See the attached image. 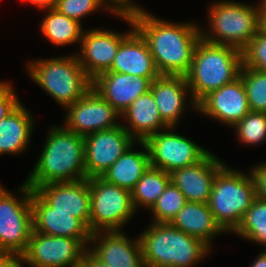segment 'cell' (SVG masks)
<instances>
[{
  "label": "cell",
  "mask_w": 266,
  "mask_h": 267,
  "mask_svg": "<svg viewBox=\"0 0 266 267\" xmlns=\"http://www.w3.org/2000/svg\"><path fill=\"white\" fill-rule=\"evenodd\" d=\"M258 31L266 35V3L263 0L259 1Z\"/></svg>",
  "instance_id": "obj_40"
},
{
  "label": "cell",
  "mask_w": 266,
  "mask_h": 267,
  "mask_svg": "<svg viewBox=\"0 0 266 267\" xmlns=\"http://www.w3.org/2000/svg\"><path fill=\"white\" fill-rule=\"evenodd\" d=\"M87 248L77 239L49 236L32 230L26 251V267H81Z\"/></svg>",
  "instance_id": "obj_12"
},
{
  "label": "cell",
  "mask_w": 266,
  "mask_h": 267,
  "mask_svg": "<svg viewBox=\"0 0 266 267\" xmlns=\"http://www.w3.org/2000/svg\"><path fill=\"white\" fill-rule=\"evenodd\" d=\"M81 267H110L99 260L88 248L85 250L82 258Z\"/></svg>",
  "instance_id": "obj_39"
},
{
  "label": "cell",
  "mask_w": 266,
  "mask_h": 267,
  "mask_svg": "<svg viewBox=\"0 0 266 267\" xmlns=\"http://www.w3.org/2000/svg\"><path fill=\"white\" fill-rule=\"evenodd\" d=\"M0 184V254L22 255L33 230L32 188L24 181L14 195Z\"/></svg>",
  "instance_id": "obj_8"
},
{
  "label": "cell",
  "mask_w": 266,
  "mask_h": 267,
  "mask_svg": "<svg viewBox=\"0 0 266 267\" xmlns=\"http://www.w3.org/2000/svg\"><path fill=\"white\" fill-rule=\"evenodd\" d=\"M45 13L40 21V32L50 44L56 47L70 46L75 43L80 46L84 28L82 23L59 13L56 9L42 10Z\"/></svg>",
  "instance_id": "obj_27"
},
{
  "label": "cell",
  "mask_w": 266,
  "mask_h": 267,
  "mask_svg": "<svg viewBox=\"0 0 266 267\" xmlns=\"http://www.w3.org/2000/svg\"><path fill=\"white\" fill-rule=\"evenodd\" d=\"M21 102L0 121V155H20L28 150L35 118Z\"/></svg>",
  "instance_id": "obj_25"
},
{
  "label": "cell",
  "mask_w": 266,
  "mask_h": 267,
  "mask_svg": "<svg viewBox=\"0 0 266 267\" xmlns=\"http://www.w3.org/2000/svg\"><path fill=\"white\" fill-rule=\"evenodd\" d=\"M28 77L58 105L65 109L82 98L91 88L92 80L84 72L77 54L28 60Z\"/></svg>",
  "instance_id": "obj_5"
},
{
  "label": "cell",
  "mask_w": 266,
  "mask_h": 267,
  "mask_svg": "<svg viewBox=\"0 0 266 267\" xmlns=\"http://www.w3.org/2000/svg\"><path fill=\"white\" fill-rule=\"evenodd\" d=\"M12 84L7 81H0V121L21 103V99Z\"/></svg>",
  "instance_id": "obj_35"
},
{
  "label": "cell",
  "mask_w": 266,
  "mask_h": 267,
  "mask_svg": "<svg viewBox=\"0 0 266 267\" xmlns=\"http://www.w3.org/2000/svg\"><path fill=\"white\" fill-rule=\"evenodd\" d=\"M241 52L243 65L266 72V35L258 31Z\"/></svg>",
  "instance_id": "obj_34"
},
{
  "label": "cell",
  "mask_w": 266,
  "mask_h": 267,
  "mask_svg": "<svg viewBox=\"0 0 266 267\" xmlns=\"http://www.w3.org/2000/svg\"><path fill=\"white\" fill-rule=\"evenodd\" d=\"M197 114L232 128L251 110L241 77L210 92L197 104Z\"/></svg>",
  "instance_id": "obj_15"
},
{
  "label": "cell",
  "mask_w": 266,
  "mask_h": 267,
  "mask_svg": "<svg viewBox=\"0 0 266 267\" xmlns=\"http://www.w3.org/2000/svg\"><path fill=\"white\" fill-rule=\"evenodd\" d=\"M233 235L266 249V200L255 198Z\"/></svg>",
  "instance_id": "obj_29"
},
{
  "label": "cell",
  "mask_w": 266,
  "mask_h": 267,
  "mask_svg": "<svg viewBox=\"0 0 266 267\" xmlns=\"http://www.w3.org/2000/svg\"><path fill=\"white\" fill-rule=\"evenodd\" d=\"M240 77L247 93L250 110L266 113V72L242 65Z\"/></svg>",
  "instance_id": "obj_32"
},
{
  "label": "cell",
  "mask_w": 266,
  "mask_h": 267,
  "mask_svg": "<svg viewBox=\"0 0 266 267\" xmlns=\"http://www.w3.org/2000/svg\"><path fill=\"white\" fill-rule=\"evenodd\" d=\"M170 182V173L150 166L131 191L136 212L140 207L150 210Z\"/></svg>",
  "instance_id": "obj_28"
},
{
  "label": "cell",
  "mask_w": 266,
  "mask_h": 267,
  "mask_svg": "<svg viewBox=\"0 0 266 267\" xmlns=\"http://www.w3.org/2000/svg\"><path fill=\"white\" fill-rule=\"evenodd\" d=\"M135 145H140L143 150H135L137 147ZM150 166L147 145L144 141H136L101 177L107 182L131 192L137 181Z\"/></svg>",
  "instance_id": "obj_26"
},
{
  "label": "cell",
  "mask_w": 266,
  "mask_h": 267,
  "mask_svg": "<svg viewBox=\"0 0 266 267\" xmlns=\"http://www.w3.org/2000/svg\"><path fill=\"white\" fill-rule=\"evenodd\" d=\"M91 193L89 231H123L137 213L131 192L102 177L88 179Z\"/></svg>",
  "instance_id": "obj_9"
},
{
  "label": "cell",
  "mask_w": 266,
  "mask_h": 267,
  "mask_svg": "<svg viewBox=\"0 0 266 267\" xmlns=\"http://www.w3.org/2000/svg\"><path fill=\"white\" fill-rule=\"evenodd\" d=\"M187 202L183 193L170 182L149 210L153 223H170Z\"/></svg>",
  "instance_id": "obj_30"
},
{
  "label": "cell",
  "mask_w": 266,
  "mask_h": 267,
  "mask_svg": "<svg viewBox=\"0 0 266 267\" xmlns=\"http://www.w3.org/2000/svg\"><path fill=\"white\" fill-rule=\"evenodd\" d=\"M262 250L249 265L250 267H266V249Z\"/></svg>",
  "instance_id": "obj_42"
},
{
  "label": "cell",
  "mask_w": 266,
  "mask_h": 267,
  "mask_svg": "<svg viewBox=\"0 0 266 267\" xmlns=\"http://www.w3.org/2000/svg\"><path fill=\"white\" fill-rule=\"evenodd\" d=\"M122 121L126 123H122ZM121 125L136 141H145L149 136L168 128L162 121L150 90L135 99L122 112Z\"/></svg>",
  "instance_id": "obj_23"
},
{
  "label": "cell",
  "mask_w": 266,
  "mask_h": 267,
  "mask_svg": "<svg viewBox=\"0 0 266 267\" xmlns=\"http://www.w3.org/2000/svg\"><path fill=\"white\" fill-rule=\"evenodd\" d=\"M64 110H66V117L62 125L81 136L111 129L121 124L120 113L93 88Z\"/></svg>",
  "instance_id": "obj_13"
},
{
  "label": "cell",
  "mask_w": 266,
  "mask_h": 267,
  "mask_svg": "<svg viewBox=\"0 0 266 267\" xmlns=\"http://www.w3.org/2000/svg\"><path fill=\"white\" fill-rule=\"evenodd\" d=\"M117 13H131L140 8L134 0H106ZM135 2V3H133Z\"/></svg>",
  "instance_id": "obj_37"
},
{
  "label": "cell",
  "mask_w": 266,
  "mask_h": 267,
  "mask_svg": "<svg viewBox=\"0 0 266 267\" xmlns=\"http://www.w3.org/2000/svg\"><path fill=\"white\" fill-rule=\"evenodd\" d=\"M255 198L250 171L245 173L226 163L215 176L207 204L221 228L233 234Z\"/></svg>",
  "instance_id": "obj_6"
},
{
  "label": "cell",
  "mask_w": 266,
  "mask_h": 267,
  "mask_svg": "<svg viewBox=\"0 0 266 267\" xmlns=\"http://www.w3.org/2000/svg\"><path fill=\"white\" fill-rule=\"evenodd\" d=\"M207 14L208 30L200 26V32L201 38L210 43L242 51L258 32L259 1L249 5L243 1L218 0L209 5Z\"/></svg>",
  "instance_id": "obj_7"
},
{
  "label": "cell",
  "mask_w": 266,
  "mask_h": 267,
  "mask_svg": "<svg viewBox=\"0 0 266 267\" xmlns=\"http://www.w3.org/2000/svg\"><path fill=\"white\" fill-rule=\"evenodd\" d=\"M54 9L79 23L99 10L109 12V15L118 14L106 0H55Z\"/></svg>",
  "instance_id": "obj_33"
},
{
  "label": "cell",
  "mask_w": 266,
  "mask_h": 267,
  "mask_svg": "<svg viewBox=\"0 0 266 267\" xmlns=\"http://www.w3.org/2000/svg\"><path fill=\"white\" fill-rule=\"evenodd\" d=\"M170 224L213 248V240L227 234L217 223L207 203L187 201Z\"/></svg>",
  "instance_id": "obj_24"
},
{
  "label": "cell",
  "mask_w": 266,
  "mask_h": 267,
  "mask_svg": "<svg viewBox=\"0 0 266 267\" xmlns=\"http://www.w3.org/2000/svg\"><path fill=\"white\" fill-rule=\"evenodd\" d=\"M86 177H101L136 140L120 124L84 136Z\"/></svg>",
  "instance_id": "obj_14"
},
{
  "label": "cell",
  "mask_w": 266,
  "mask_h": 267,
  "mask_svg": "<svg viewBox=\"0 0 266 267\" xmlns=\"http://www.w3.org/2000/svg\"><path fill=\"white\" fill-rule=\"evenodd\" d=\"M139 234L145 267H195L213 250L170 223L150 222Z\"/></svg>",
  "instance_id": "obj_3"
},
{
  "label": "cell",
  "mask_w": 266,
  "mask_h": 267,
  "mask_svg": "<svg viewBox=\"0 0 266 267\" xmlns=\"http://www.w3.org/2000/svg\"><path fill=\"white\" fill-rule=\"evenodd\" d=\"M107 72L145 78H158L161 75L145 39L136 29L121 42L111 68Z\"/></svg>",
  "instance_id": "obj_22"
},
{
  "label": "cell",
  "mask_w": 266,
  "mask_h": 267,
  "mask_svg": "<svg viewBox=\"0 0 266 267\" xmlns=\"http://www.w3.org/2000/svg\"><path fill=\"white\" fill-rule=\"evenodd\" d=\"M154 79L104 72L92 80V88L121 115L135 99L150 90Z\"/></svg>",
  "instance_id": "obj_21"
},
{
  "label": "cell",
  "mask_w": 266,
  "mask_h": 267,
  "mask_svg": "<svg viewBox=\"0 0 266 267\" xmlns=\"http://www.w3.org/2000/svg\"><path fill=\"white\" fill-rule=\"evenodd\" d=\"M33 231L49 236L77 238L86 248L90 243L88 227L72 213L52 212V208L32 190Z\"/></svg>",
  "instance_id": "obj_19"
},
{
  "label": "cell",
  "mask_w": 266,
  "mask_h": 267,
  "mask_svg": "<svg viewBox=\"0 0 266 267\" xmlns=\"http://www.w3.org/2000/svg\"><path fill=\"white\" fill-rule=\"evenodd\" d=\"M242 65L240 50L200 38L185 75L194 101L198 104L210 92L235 81L240 77Z\"/></svg>",
  "instance_id": "obj_4"
},
{
  "label": "cell",
  "mask_w": 266,
  "mask_h": 267,
  "mask_svg": "<svg viewBox=\"0 0 266 267\" xmlns=\"http://www.w3.org/2000/svg\"><path fill=\"white\" fill-rule=\"evenodd\" d=\"M150 91L162 121L168 127H178L179 119L185 115L186 109L197 112L198 106L192 98L185 76L160 75L152 81Z\"/></svg>",
  "instance_id": "obj_16"
},
{
  "label": "cell",
  "mask_w": 266,
  "mask_h": 267,
  "mask_svg": "<svg viewBox=\"0 0 266 267\" xmlns=\"http://www.w3.org/2000/svg\"><path fill=\"white\" fill-rule=\"evenodd\" d=\"M116 16L131 28L121 33L100 27L84 29L80 49L75 51L80 65L91 80L111 68L121 42L135 29L130 13H118Z\"/></svg>",
  "instance_id": "obj_10"
},
{
  "label": "cell",
  "mask_w": 266,
  "mask_h": 267,
  "mask_svg": "<svg viewBox=\"0 0 266 267\" xmlns=\"http://www.w3.org/2000/svg\"><path fill=\"white\" fill-rule=\"evenodd\" d=\"M135 29L145 39L161 75L185 76L191 67L200 25L159 18L142 6L130 13Z\"/></svg>",
  "instance_id": "obj_1"
},
{
  "label": "cell",
  "mask_w": 266,
  "mask_h": 267,
  "mask_svg": "<svg viewBox=\"0 0 266 267\" xmlns=\"http://www.w3.org/2000/svg\"><path fill=\"white\" fill-rule=\"evenodd\" d=\"M21 255L0 254V267H24Z\"/></svg>",
  "instance_id": "obj_38"
},
{
  "label": "cell",
  "mask_w": 266,
  "mask_h": 267,
  "mask_svg": "<svg viewBox=\"0 0 266 267\" xmlns=\"http://www.w3.org/2000/svg\"><path fill=\"white\" fill-rule=\"evenodd\" d=\"M233 128L239 143L252 147L263 144L266 141V113L250 111Z\"/></svg>",
  "instance_id": "obj_31"
},
{
  "label": "cell",
  "mask_w": 266,
  "mask_h": 267,
  "mask_svg": "<svg viewBox=\"0 0 266 267\" xmlns=\"http://www.w3.org/2000/svg\"><path fill=\"white\" fill-rule=\"evenodd\" d=\"M34 191L52 208V212L72 213L89 229L91 193L88 178L44 184Z\"/></svg>",
  "instance_id": "obj_18"
},
{
  "label": "cell",
  "mask_w": 266,
  "mask_h": 267,
  "mask_svg": "<svg viewBox=\"0 0 266 267\" xmlns=\"http://www.w3.org/2000/svg\"><path fill=\"white\" fill-rule=\"evenodd\" d=\"M250 173L255 184L256 197L266 200V160L251 166Z\"/></svg>",
  "instance_id": "obj_36"
},
{
  "label": "cell",
  "mask_w": 266,
  "mask_h": 267,
  "mask_svg": "<svg viewBox=\"0 0 266 267\" xmlns=\"http://www.w3.org/2000/svg\"><path fill=\"white\" fill-rule=\"evenodd\" d=\"M41 10L54 8L55 0H19Z\"/></svg>",
  "instance_id": "obj_41"
},
{
  "label": "cell",
  "mask_w": 266,
  "mask_h": 267,
  "mask_svg": "<svg viewBox=\"0 0 266 267\" xmlns=\"http://www.w3.org/2000/svg\"><path fill=\"white\" fill-rule=\"evenodd\" d=\"M126 233L124 230L93 232L88 249L110 267H145L139 236L131 239Z\"/></svg>",
  "instance_id": "obj_17"
},
{
  "label": "cell",
  "mask_w": 266,
  "mask_h": 267,
  "mask_svg": "<svg viewBox=\"0 0 266 267\" xmlns=\"http://www.w3.org/2000/svg\"><path fill=\"white\" fill-rule=\"evenodd\" d=\"M226 163L210 152L195 165L170 173L171 182L189 202L208 203L217 172Z\"/></svg>",
  "instance_id": "obj_20"
},
{
  "label": "cell",
  "mask_w": 266,
  "mask_h": 267,
  "mask_svg": "<svg viewBox=\"0 0 266 267\" xmlns=\"http://www.w3.org/2000/svg\"><path fill=\"white\" fill-rule=\"evenodd\" d=\"M168 127L149 136L147 145L150 165L171 173L173 170L192 166L203 160L210 151Z\"/></svg>",
  "instance_id": "obj_11"
},
{
  "label": "cell",
  "mask_w": 266,
  "mask_h": 267,
  "mask_svg": "<svg viewBox=\"0 0 266 267\" xmlns=\"http://www.w3.org/2000/svg\"><path fill=\"white\" fill-rule=\"evenodd\" d=\"M39 158L25 179L34 190L50 183L86 179L85 139L64 126H49Z\"/></svg>",
  "instance_id": "obj_2"
}]
</instances>
